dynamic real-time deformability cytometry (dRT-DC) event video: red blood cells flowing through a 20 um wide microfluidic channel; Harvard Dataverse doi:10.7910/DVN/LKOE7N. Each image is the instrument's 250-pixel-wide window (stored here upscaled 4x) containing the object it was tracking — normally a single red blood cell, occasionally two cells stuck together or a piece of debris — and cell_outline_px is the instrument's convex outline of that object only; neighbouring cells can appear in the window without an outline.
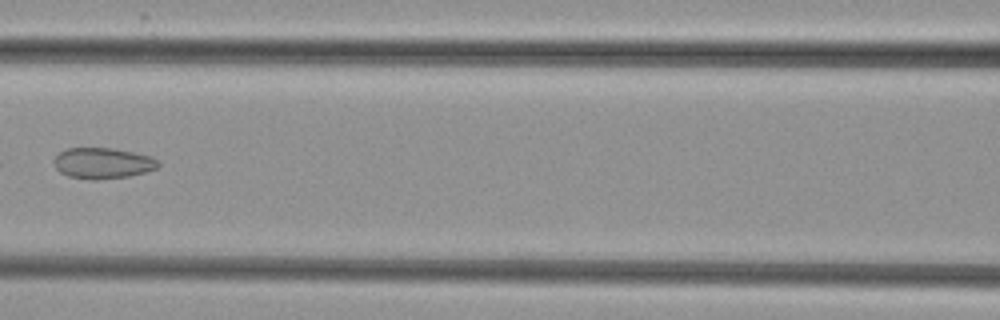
{"species": "common noctule bat (a hibernating species)", "species_latin": "Nyctalus noctula", "temperature_condition": "cold", "stored_images_in_passage": 8, "camera_frame_rate_fps": 3000, "um_per_image_px": 0.085, "animal": {"sex": "female", "body_mass_g": 29.2, "forearm_length_mm": 56.3}, "frame": {"image": 1, "passage_image": 7, "time_ms": 7.0, "image_size_px": [1000, 320], "cell_outline_px": [[160, 164], [156, 168], [144, 172], [128, 176], [96, 180], [88, 180], [68, 176], [60, 172], [56, 168], [52, 160], [60, 152], [68, 148], [112, 148], [152, 156]], "centroid_in_image_um": [8.7, 13.87], "position_along_channel_um": 157.9, "area_um2": 18.73}}
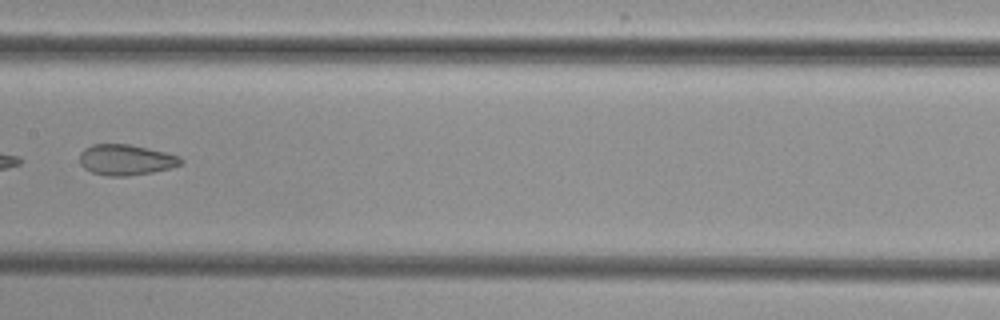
{"frame": {"image": 2, "passage_image": 8, "time_ms": 8.0, "image_size_px": [1000, 320], "cell_outline_px": [[184, 160], [180, 164], [168, 168], [152, 172], [128, 176], [108, 176], [92, 172], [84, 168], [80, 164], [80, 152], [84, 148], [92, 144], [128, 144], [148, 148], [180, 156]], "centroid_in_image_um": [10.67, 13.58], "position_along_channel_um": 196.7, "area_um2": 18.03}}